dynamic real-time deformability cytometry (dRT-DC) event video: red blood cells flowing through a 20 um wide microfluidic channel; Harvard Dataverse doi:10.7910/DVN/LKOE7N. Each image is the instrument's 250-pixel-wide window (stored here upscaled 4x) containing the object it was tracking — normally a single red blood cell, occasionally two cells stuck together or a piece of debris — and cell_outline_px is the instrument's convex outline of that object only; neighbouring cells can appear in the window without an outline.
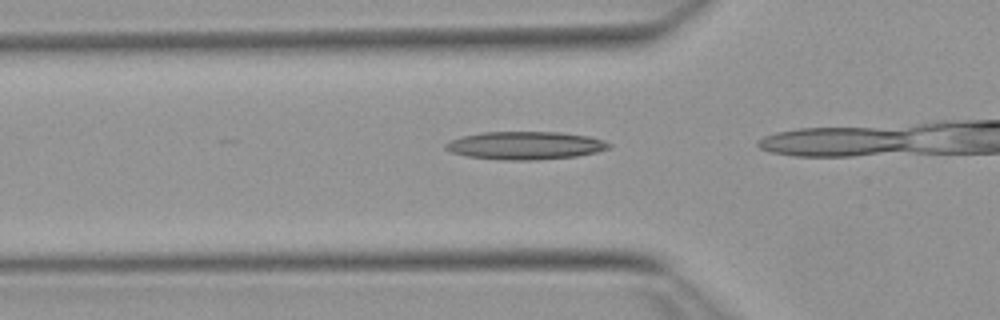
{"species": "Egyptian fruit bat (a non-hibernating species)", "species_latin": "Rousettus aegyptiacus", "temperature_condition": "warm", "stored_images_in_passage": 7, "camera_frame_rate_fps": 3000, "um_per_image_px": 0.085, "animal": {"sex": "female"}, "frame": {"image": 1, "passage_image": 3, "time_ms": 0.667, "image_size_px": [1000, 320], "cell_outline_px": [[612, 144], [608, 148], [596, 152], [576, 156], [536, 160], [504, 160], [468, 156], [452, 152], [444, 148], [444, 144], [452, 140], [464, 136], [484, 132], [560, 132], [588, 136], [604, 140]], "centroid_in_image_um": [44.67, 12.36], "position_along_channel_um": 81.1, "area_um2": 26.41}}
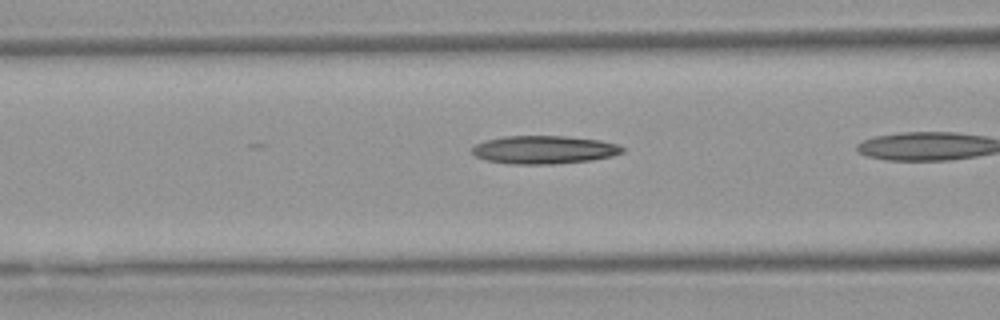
{"frame": {"image": 2, "passage_image": 6, "time_ms": 1.667, "image_size_px": [1000, 320], "cell_outline_px": [[624, 152], [612, 156], [592, 160], [556, 164], [512, 164], [484, 160], [476, 156], [472, 152], [472, 148], [476, 144], [488, 140], [504, 136], [564, 136], [600, 140], [616, 144], [624, 148]], "centroid_in_image_um": [46.25, 12.73], "position_along_channel_um": 120.3, "area_um2": 24.62}}